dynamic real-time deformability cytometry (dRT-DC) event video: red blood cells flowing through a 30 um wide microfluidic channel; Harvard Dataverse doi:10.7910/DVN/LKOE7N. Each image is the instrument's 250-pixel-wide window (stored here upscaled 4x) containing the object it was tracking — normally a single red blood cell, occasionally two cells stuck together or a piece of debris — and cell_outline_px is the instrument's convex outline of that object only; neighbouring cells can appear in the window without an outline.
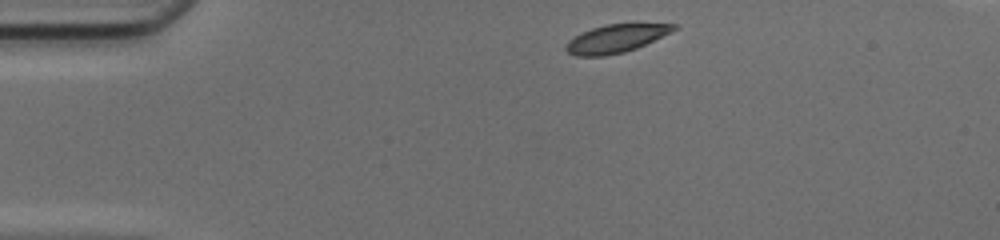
{"species": "common noctule bat (a hibernating species)", "species_latin": "Nyctalus noctula", "temperature_condition": "cold", "stored_images_in_passage": 42, "segment_of_instrument_passage": [1, 2], "camera_frame_rate_fps": 3000, "um_per_image_px": 0.085, "animal": {"sex": "female", "body_mass_g": 17.0, "forearm_length_mm": 48.0}, "frame": {"image": 1, "passage_image": 1, "time_ms": 0.0, "image_size_px": [1000, 240], "cell_outline_px": [[676, 28], [672, 32], [636, 48], [624, 52], [604, 56], [576, 56], [568, 52], [564, 48], [564, 44], [568, 40], [592, 28], [604, 24], [676, 24]], "centroid_in_image_um": [52.32, 3.29], "position_along_channel_um": 32.7, "area_um2": 17.46}}
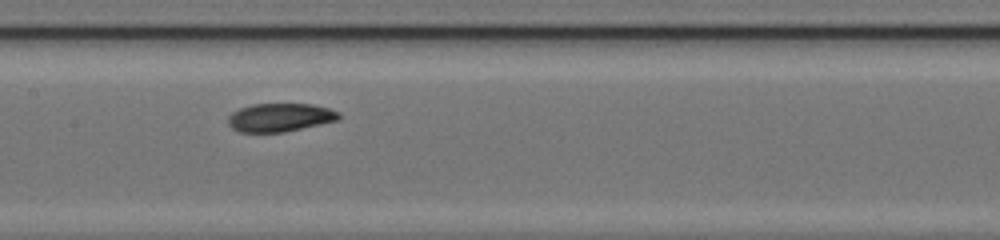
{"frame": {"image": 2, "passage_image": 16, "time_ms": 5.0, "image_size_px": [1000, 240], "cell_outline_px": [[340, 120], [284, 132], [240, 132], [232, 128], [228, 124], [228, 116], [232, 112], [240, 108], [252, 104], [312, 104], [328, 108], [340, 112]], "centroid_in_image_um": [23.81, 9.98], "position_along_channel_um": 183.6, "area_um2": 18.38}}
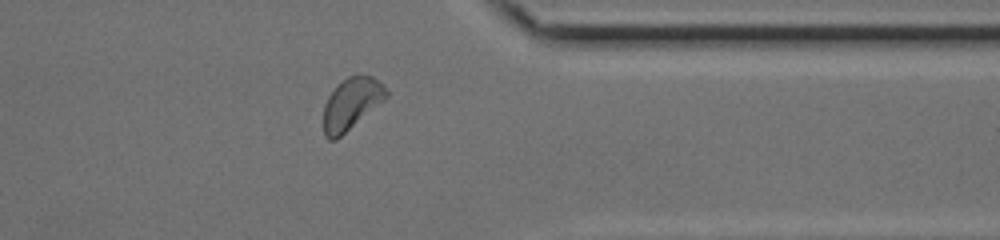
{"frame": {"image": 3, "passage_image": 31, "time_ms": 10.0, "image_size_px": [1000, 240], "cell_outline_px": [[388, 96], [384, 100], [336, 140], [328, 140], [324, 136], [324, 104], [328, 96], [348, 76], [356, 72], [372, 76], [388, 92]], "centroid_in_image_um": [29.85, 8.81], "position_along_channel_um": 381.5, "area_um2": 18.67}}